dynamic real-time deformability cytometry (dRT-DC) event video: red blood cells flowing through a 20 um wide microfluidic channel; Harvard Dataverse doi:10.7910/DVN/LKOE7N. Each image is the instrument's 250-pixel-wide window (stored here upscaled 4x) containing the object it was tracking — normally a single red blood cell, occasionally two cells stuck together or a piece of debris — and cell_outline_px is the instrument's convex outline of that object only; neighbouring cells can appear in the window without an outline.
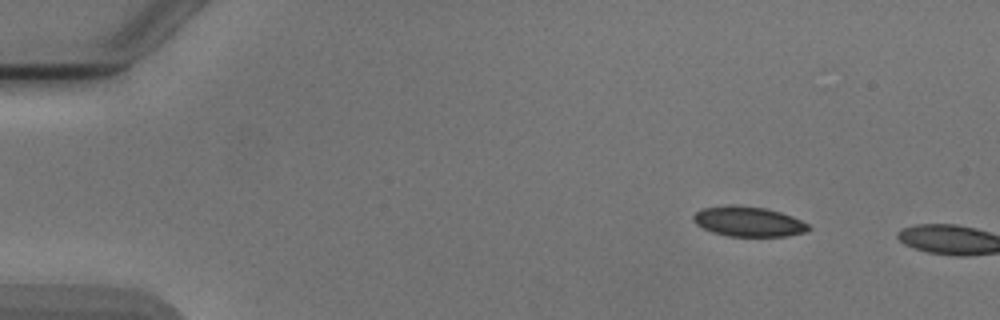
{"species": "Egyptian fruit bat (a non-hibernating species)", "species_latin": "Rousettus aegyptiacus", "temperature_condition": "cold", "stored_images_in_passage": 3, "camera_frame_rate_fps": 3000, "um_per_image_px": 0.085, "animal": {"sex": "male"}, "frame": {"image": 1, "passage_image": 1, "time_ms": 0.0, "image_size_px": [1000, 320], "cell_outline_px": [[812, 228], [804, 232], [788, 236], [728, 236], [712, 232], [696, 224], [692, 220], [692, 216], [700, 208], [728, 204], [736, 204], [764, 208], [780, 212], [792, 216], [808, 224]], "centroid_in_image_um": [63.58, 18.82], "position_along_channel_um": 21.4, "area_um2": 20.29}}